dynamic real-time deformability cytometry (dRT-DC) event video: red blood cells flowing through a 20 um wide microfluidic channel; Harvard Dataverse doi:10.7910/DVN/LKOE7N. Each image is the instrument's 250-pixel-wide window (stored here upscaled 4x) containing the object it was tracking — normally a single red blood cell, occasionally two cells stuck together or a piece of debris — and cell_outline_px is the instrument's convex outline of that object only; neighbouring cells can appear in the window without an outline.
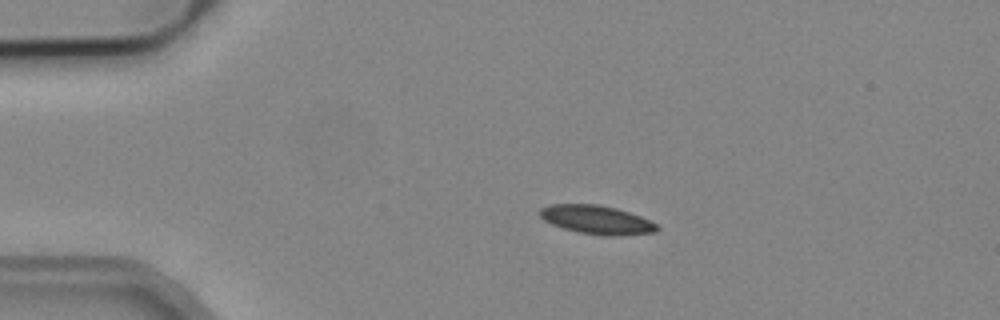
{"species": "common noctule bat (a hibernating species)", "species_latin": "Nyctalus noctula", "temperature_condition": "cold", "stored_images_in_passage": 3, "camera_frame_rate_fps": 3000, "um_per_image_px": 0.085, "animal": {"sex": "male", "body_mass_g": 19.2, "forearm_length_mm": 51.8}, "frame": {"image": 1, "passage_image": 1, "time_ms": 0.0, "image_size_px": [1000, 320], "cell_outline_px": [[660, 228], [656, 232], [616, 236], [604, 236], [576, 232], [552, 224], [544, 220], [540, 216], [540, 208], [552, 204], [596, 204], [616, 208], [640, 216], [656, 224]], "centroid_in_image_um": [50.72, 18.69], "position_along_channel_um": 34.3, "area_um2": 19.54}}
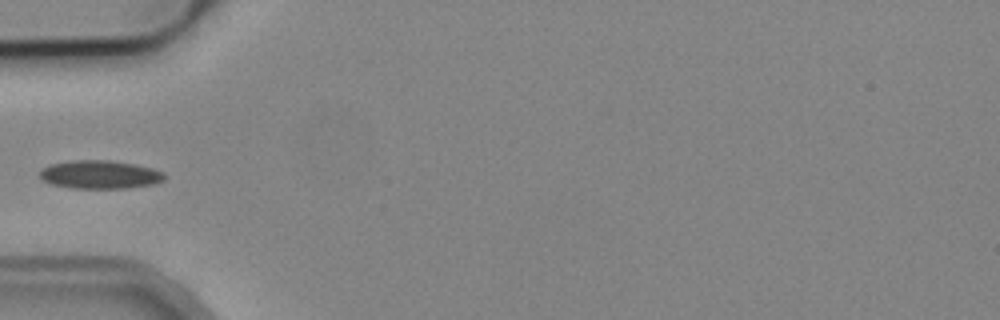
{"frame": {"image": 2, "passage_image": 3, "time_ms": 2.333, "image_size_px": [1000, 320], "cell_outline_px": [[164, 180], [156, 184], [124, 188], [72, 188], [52, 184], [44, 180], [40, 176], [40, 168], [52, 164], [72, 160], [108, 160], [136, 164], [152, 168], [164, 172]], "centroid_in_image_um": [8.51, 14.83], "position_along_channel_um": 76.5, "area_um2": 20.58}}